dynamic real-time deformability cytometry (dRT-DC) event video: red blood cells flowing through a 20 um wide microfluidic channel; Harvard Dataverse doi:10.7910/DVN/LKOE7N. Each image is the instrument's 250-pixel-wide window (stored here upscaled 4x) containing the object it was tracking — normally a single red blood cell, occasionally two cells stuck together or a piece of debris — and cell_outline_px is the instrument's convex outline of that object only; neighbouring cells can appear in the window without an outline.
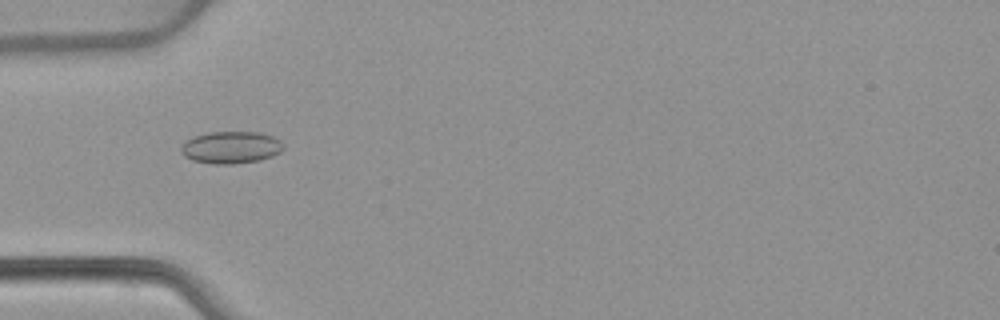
{"species": "common noctule bat (a hibernating species)", "species_latin": "Nyctalus noctula", "temperature_condition": "warm", "stored_images_in_passage": 53, "camera_frame_rate_fps": 3000, "um_per_image_px": 0.085, "animal": {"sex": "female", "body_mass_g": 22.7, "forearm_length_mm": 54.2}, "frame": {"image": 1, "passage_image": 17, "time_ms": 5.333, "image_size_px": [1000, 320], "cell_outline_px": [[284, 148], [280, 152], [272, 156], [260, 160], [232, 164], [212, 164], [192, 160], [184, 156], [180, 152], [180, 148], [192, 136], [208, 132], [260, 132], [272, 136], [280, 140], [284, 144]], "centroid_in_image_um": [19.64, 12.53], "position_along_channel_um": 65.4, "area_um2": 19.31}}
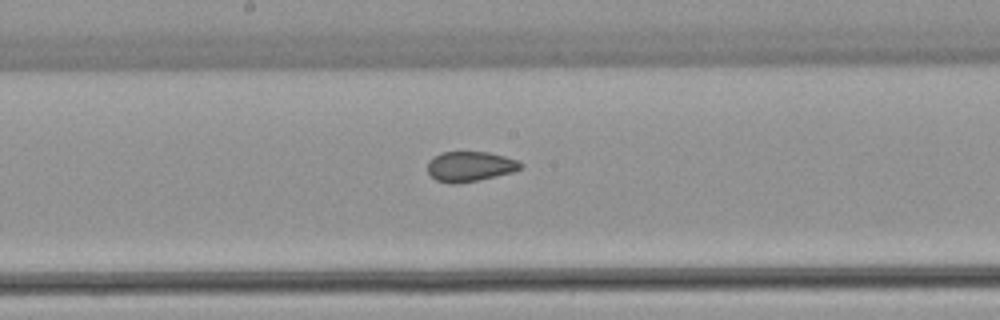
{"frame": {"image": 2, "passage_image": 28, "time_ms": 9.0, "image_size_px": [1000, 320], "cell_outline_px": [[524, 164], [520, 168], [512, 172], [480, 180], [456, 184], [452, 184], [436, 180], [428, 172], [428, 160], [432, 156], [440, 152], [488, 152], [504, 156], [516, 160]], "centroid_in_image_um": [39.92, 14.15], "position_along_channel_um": 208.3, "area_um2": 16.36}}
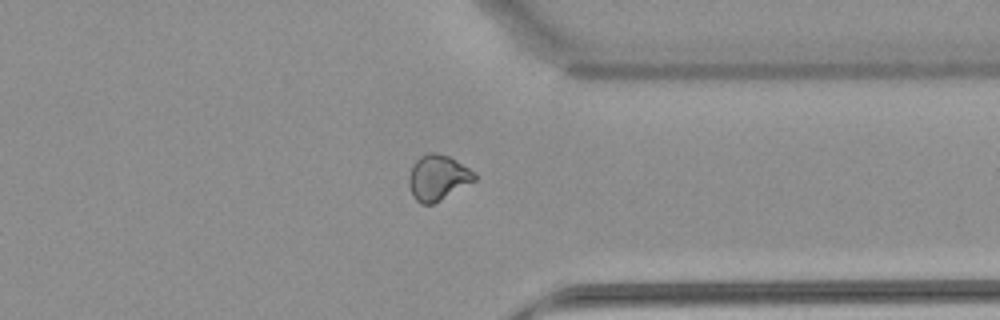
{"frame": {"image": 3, "passage_image": 41, "time_ms": 13.333, "image_size_px": [1000, 320], "cell_outline_px": [[476, 180], [440, 200], [432, 204], [420, 204], [412, 196], [408, 184], [408, 176], [412, 164], [420, 156], [428, 152], [436, 152], [448, 156], [476, 172]], "centroid_in_image_um": [37.18, 15.09], "position_along_channel_um": 374.2, "area_um2": 17.46}, "authors_computed_cell_mechanics": {"area_um2": 17.7446, "velocity_mm_per_s": 3.8984, "shape_relaxation_time_tau1_ms": null, "shape_relaxation_time_tau2_ms": 1.9885, "deformation_change_tau1": null, "deformation_change_tau2": 0.0674}}